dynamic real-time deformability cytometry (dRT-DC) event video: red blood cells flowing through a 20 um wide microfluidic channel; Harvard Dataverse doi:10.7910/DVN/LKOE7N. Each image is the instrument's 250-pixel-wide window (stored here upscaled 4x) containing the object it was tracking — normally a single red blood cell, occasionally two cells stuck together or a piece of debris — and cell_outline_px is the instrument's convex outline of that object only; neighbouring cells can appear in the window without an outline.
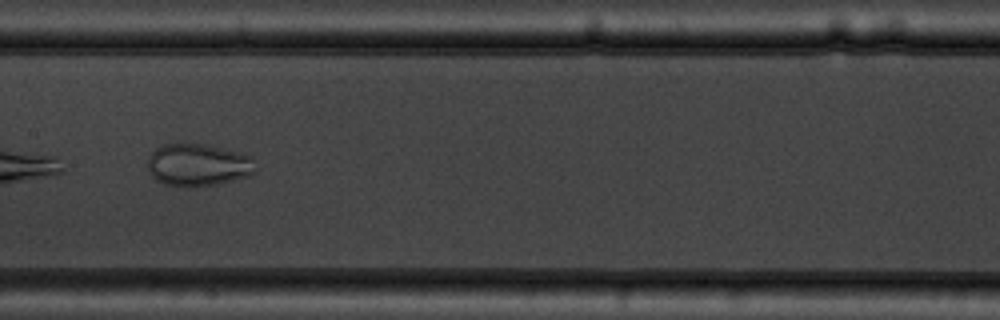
{"species": "common noctule bat (a hibernating species)", "species_latin": "Nyctalus noctula", "temperature_condition": "warm", "stored_images_in_passage": 8, "camera_frame_rate_fps": 3000, "um_per_image_px": 0.085, "animal": {"sex": "male", "body_mass_g": 19.5, "forearm_length_mm": 54.6}, "frame": {"image": 1, "passage_image": 6, "time_ms": 5.333, "image_size_px": [1000, 320], "cell_outline_px": [[256, 172], [248, 176], [216, 184], [196, 188], [188, 188], [164, 184], [156, 180], [148, 172], [148, 156], [156, 148], [164, 144], [204, 144], [240, 152], [252, 156]], "centroid_in_image_um": [16.82, 14.04], "position_along_channel_um": 190.6, "area_um2": 26.93}}
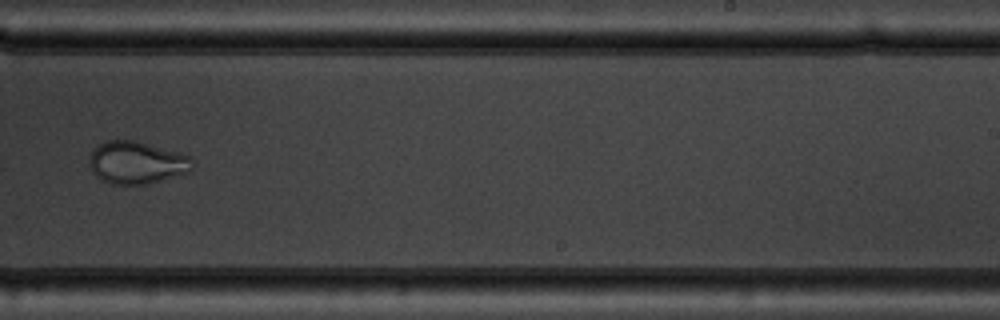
{"frame": {"image": 2, "passage_image": 8, "time_ms": 7.667, "image_size_px": [1000, 320], "cell_outline_px": [[192, 168], [188, 172], [148, 184], [112, 184], [100, 180], [92, 172], [88, 164], [88, 160], [92, 152], [104, 140], [136, 140], [180, 152], [192, 156]], "centroid_in_image_um": [11.61, 13.81], "position_along_channel_um": 277.4, "area_um2": 25.72}}